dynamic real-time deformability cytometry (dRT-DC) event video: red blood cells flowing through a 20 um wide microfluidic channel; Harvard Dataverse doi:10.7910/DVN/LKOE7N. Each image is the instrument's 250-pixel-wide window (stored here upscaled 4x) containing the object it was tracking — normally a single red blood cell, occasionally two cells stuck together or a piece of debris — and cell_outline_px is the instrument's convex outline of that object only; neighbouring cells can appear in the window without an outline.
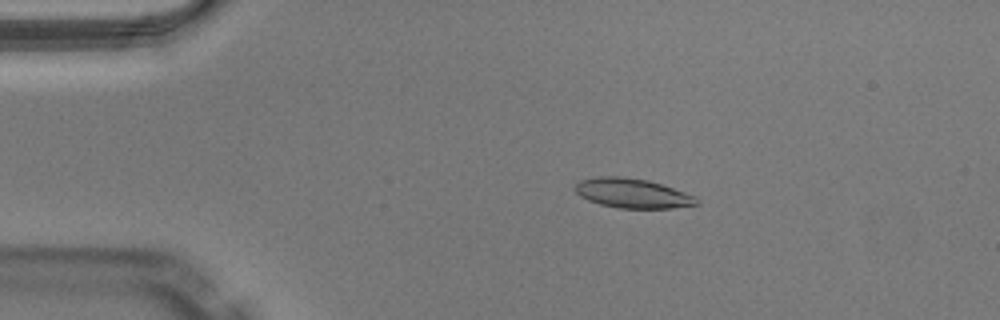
{"species": "Egyptian fruit bat (a non-hibernating species)", "species_latin": "Rousettus aegyptiacus", "temperature_condition": "warm", "stored_images_in_passage": 47, "camera_frame_rate_fps": 3000, "um_per_image_px": 0.085, "animal": {"sex": "male"}, "frame": {"image": 1, "passage_image": 7, "time_ms": 2.0, "image_size_px": [1000, 320], "cell_outline_px": [[700, 204], [672, 208], [620, 208], [600, 204], [588, 200], [580, 196], [572, 188], [580, 180], [596, 176], [620, 176], [648, 180], [696, 196]], "centroid_in_image_um": [53.73, 16.42], "position_along_channel_um": 31.3, "area_um2": 20.92}}
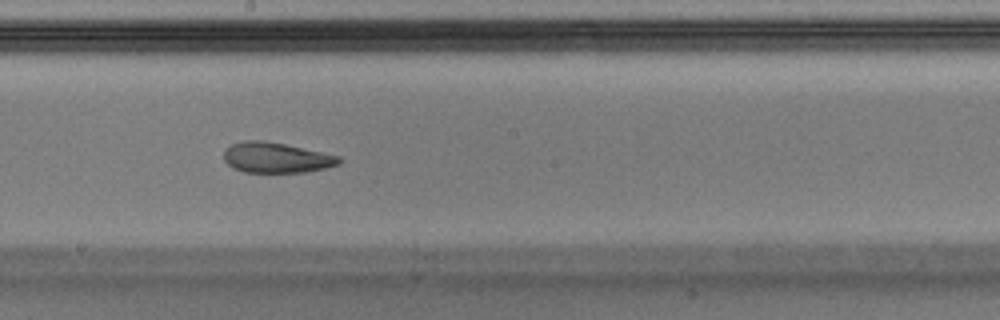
{"frame": {"image": 2, "passage_image": 25, "time_ms": 8.0, "image_size_px": [1000, 320], "cell_outline_px": [[340, 164], [308, 172], [244, 172], [232, 168], [224, 160], [224, 148], [232, 144], [244, 140], [260, 140], [284, 144], [340, 156]], "centroid_in_image_um": [23.45, 13.4], "position_along_channel_um": 224.8, "area_um2": 20.35}}
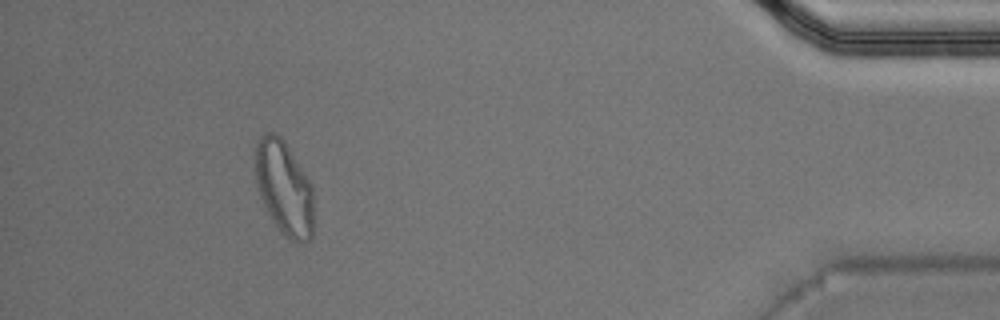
{"frame": {"image": 3, "passage_image": 43, "time_ms": 14.0, "image_size_px": [1000, 320], "cell_outline_px": [[312, 236], [308, 240], [300, 244], [296, 244], [288, 240], [272, 220], [264, 204], [256, 184], [252, 148], [260, 136], [264, 132], [276, 132], [280, 136], [312, 184]], "centroid_in_image_um": [24.1, 15.95], "position_along_channel_um": 411.1, "area_um2": 32.37}, "authors_computed_cell_mechanics": {"area_um2": 21.5016, "velocity_mm_per_s": 4.058, "shape_relaxation_time_tau1_ms": 7.2238, "shape_relaxation_time_tau2_ms": 2.5644, "deformation_change_tau1": 0.197, "deformation_change_tau2": 0.0956}}